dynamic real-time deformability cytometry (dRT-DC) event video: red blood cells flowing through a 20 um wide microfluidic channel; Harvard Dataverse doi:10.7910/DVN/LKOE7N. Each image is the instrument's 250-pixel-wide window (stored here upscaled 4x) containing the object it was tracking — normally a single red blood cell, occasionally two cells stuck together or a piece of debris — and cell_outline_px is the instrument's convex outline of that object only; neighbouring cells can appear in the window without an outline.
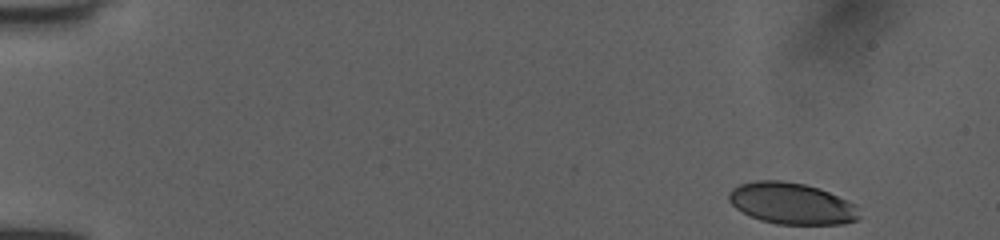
{"species": "human", "species_latin": "Homo sapiens", "temperature_condition": "room temperature", "stored_images_in_passage": 48, "camera_frame_rate_fps": 3000, "um_per_image_px": 0.085, "donor": {"sex": "female"}, "frame": {"image": 1, "passage_image": 1, "time_ms": 0.0, "image_size_px": [1000, 240], "cell_outline_px": [[860, 216], [856, 220], [844, 224], [776, 224], [760, 220], [736, 208], [728, 200], [728, 192], [732, 188], [740, 184], [756, 180], [780, 180], [804, 184], [820, 188], [848, 200], [856, 204]], "centroid_in_image_um": [67.3, 17.29], "position_along_channel_um": 17.7, "area_um2": 31.62}}
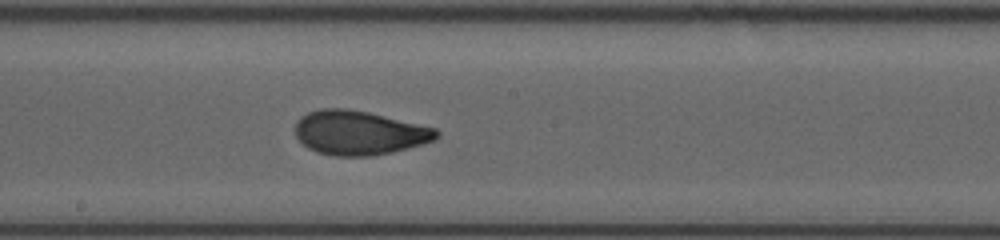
{"frame": {"image": 2, "passage_image": 26, "time_ms": 8.333, "image_size_px": [1000, 240], "cell_outline_px": [[440, 136], [436, 140], [392, 152], [372, 156], [332, 156], [316, 152], [308, 148], [296, 136], [296, 120], [300, 116], [308, 112], [320, 108], [348, 108], [368, 112], [436, 128], [440, 132]], "centroid_in_image_um": [30.52, 11.28], "position_along_channel_um": 217.7, "area_um2": 36.53}}
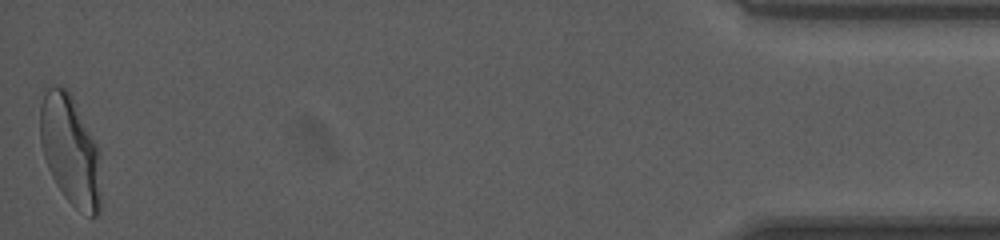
{"frame": {"image": 3, "passage_image": 48, "time_ms": 15.667, "image_size_px": [1000, 240], "cell_outline_px": [[100, 216], [92, 220], [76, 208], [64, 196], [56, 184], [48, 168], [40, 144], [40, 104], [44, 92], [52, 84], [60, 84], [68, 88], [100, 148]], "centroid_in_image_um": [6.0, 12.77], "position_along_channel_um": 429.2, "area_um2": 40.0}, "authors_computed_cell_mechanics": {"area_um2": 35.547, "velocity_mm_per_s": 4.0216, "shape_relaxation_time_tau1_ms": 4.7876, "shape_relaxation_time_tau2_ms": 0.954, "deformation_change_tau1": 0.1688, "deformation_change_tau2": 0.067}}